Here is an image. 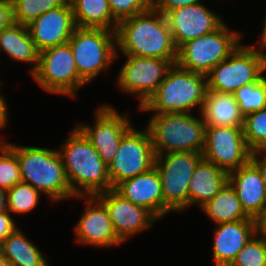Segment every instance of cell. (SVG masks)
I'll use <instances>...</instances> for the list:
<instances>
[{"label": "cell", "instance_id": "1", "mask_svg": "<svg viewBox=\"0 0 266 266\" xmlns=\"http://www.w3.org/2000/svg\"><path fill=\"white\" fill-rule=\"evenodd\" d=\"M61 147L58 152L76 198H88L112 189L108 166L76 126Z\"/></svg>", "mask_w": 266, "mask_h": 266}, {"label": "cell", "instance_id": "2", "mask_svg": "<svg viewBox=\"0 0 266 266\" xmlns=\"http://www.w3.org/2000/svg\"><path fill=\"white\" fill-rule=\"evenodd\" d=\"M116 46L123 55L177 60V48L165 15L154 8L120 21Z\"/></svg>", "mask_w": 266, "mask_h": 266}, {"label": "cell", "instance_id": "3", "mask_svg": "<svg viewBox=\"0 0 266 266\" xmlns=\"http://www.w3.org/2000/svg\"><path fill=\"white\" fill-rule=\"evenodd\" d=\"M5 143L17 156L22 182L48 196L51 202L75 198L58 150Z\"/></svg>", "mask_w": 266, "mask_h": 266}, {"label": "cell", "instance_id": "4", "mask_svg": "<svg viewBox=\"0 0 266 266\" xmlns=\"http://www.w3.org/2000/svg\"><path fill=\"white\" fill-rule=\"evenodd\" d=\"M206 91V75L173 64L156 92L139 109L153 114L191 113L198 105L201 113Z\"/></svg>", "mask_w": 266, "mask_h": 266}, {"label": "cell", "instance_id": "5", "mask_svg": "<svg viewBox=\"0 0 266 266\" xmlns=\"http://www.w3.org/2000/svg\"><path fill=\"white\" fill-rule=\"evenodd\" d=\"M191 113L153 114L146 126L155 155L174 152L203 153L205 123Z\"/></svg>", "mask_w": 266, "mask_h": 266}, {"label": "cell", "instance_id": "6", "mask_svg": "<svg viewBox=\"0 0 266 266\" xmlns=\"http://www.w3.org/2000/svg\"><path fill=\"white\" fill-rule=\"evenodd\" d=\"M68 43L78 74L86 83L108 69L118 56L116 31L76 27Z\"/></svg>", "mask_w": 266, "mask_h": 266}, {"label": "cell", "instance_id": "7", "mask_svg": "<svg viewBox=\"0 0 266 266\" xmlns=\"http://www.w3.org/2000/svg\"><path fill=\"white\" fill-rule=\"evenodd\" d=\"M241 34L231 32L226 23L215 31L189 40L177 49L176 64L186 70L207 75L238 47Z\"/></svg>", "mask_w": 266, "mask_h": 266}, {"label": "cell", "instance_id": "8", "mask_svg": "<svg viewBox=\"0 0 266 266\" xmlns=\"http://www.w3.org/2000/svg\"><path fill=\"white\" fill-rule=\"evenodd\" d=\"M239 44L224 61L207 75V90L234 94L239 88L257 82L266 71V53Z\"/></svg>", "mask_w": 266, "mask_h": 266}, {"label": "cell", "instance_id": "9", "mask_svg": "<svg viewBox=\"0 0 266 266\" xmlns=\"http://www.w3.org/2000/svg\"><path fill=\"white\" fill-rule=\"evenodd\" d=\"M202 153L174 152L156 155V167L162 185L163 216L182 212L189 206L188 187Z\"/></svg>", "mask_w": 266, "mask_h": 266}, {"label": "cell", "instance_id": "10", "mask_svg": "<svg viewBox=\"0 0 266 266\" xmlns=\"http://www.w3.org/2000/svg\"><path fill=\"white\" fill-rule=\"evenodd\" d=\"M32 77L44 90L73 98L87 84L78 74L69 43L39 52L38 66Z\"/></svg>", "mask_w": 266, "mask_h": 266}, {"label": "cell", "instance_id": "11", "mask_svg": "<svg viewBox=\"0 0 266 266\" xmlns=\"http://www.w3.org/2000/svg\"><path fill=\"white\" fill-rule=\"evenodd\" d=\"M155 152L148 130L132 127L122 138L119 149L108 165L112 189L119 183L145 173L154 167Z\"/></svg>", "mask_w": 266, "mask_h": 266}, {"label": "cell", "instance_id": "12", "mask_svg": "<svg viewBox=\"0 0 266 266\" xmlns=\"http://www.w3.org/2000/svg\"><path fill=\"white\" fill-rule=\"evenodd\" d=\"M127 61L117 76L118 88L125 93L139 98V106H143L156 92L164 80L168 70L176 64V60H163L155 57L124 55Z\"/></svg>", "mask_w": 266, "mask_h": 266}, {"label": "cell", "instance_id": "13", "mask_svg": "<svg viewBox=\"0 0 266 266\" xmlns=\"http://www.w3.org/2000/svg\"><path fill=\"white\" fill-rule=\"evenodd\" d=\"M251 156L243 127H205L203 159L230 173L245 165Z\"/></svg>", "mask_w": 266, "mask_h": 266}, {"label": "cell", "instance_id": "14", "mask_svg": "<svg viewBox=\"0 0 266 266\" xmlns=\"http://www.w3.org/2000/svg\"><path fill=\"white\" fill-rule=\"evenodd\" d=\"M95 125L77 124L108 166L114 159L123 136L132 128L127 115L118 113L110 105L100 106L95 111Z\"/></svg>", "mask_w": 266, "mask_h": 266}, {"label": "cell", "instance_id": "15", "mask_svg": "<svg viewBox=\"0 0 266 266\" xmlns=\"http://www.w3.org/2000/svg\"><path fill=\"white\" fill-rule=\"evenodd\" d=\"M165 18L177 49L189 40L215 31L224 23L218 14L206 8L202 2L175 8L167 12Z\"/></svg>", "mask_w": 266, "mask_h": 266}, {"label": "cell", "instance_id": "16", "mask_svg": "<svg viewBox=\"0 0 266 266\" xmlns=\"http://www.w3.org/2000/svg\"><path fill=\"white\" fill-rule=\"evenodd\" d=\"M104 204L117 237L125 242L159 220L152 212L123 198L114 189L96 195Z\"/></svg>", "mask_w": 266, "mask_h": 266}, {"label": "cell", "instance_id": "17", "mask_svg": "<svg viewBox=\"0 0 266 266\" xmlns=\"http://www.w3.org/2000/svg\"><path fill=\"white\" fill-rule=\"evenodd\" d=\"M27 28L39 52L68 43L76 28L69 0L36 18Z\"/></svg>", "mask_w": 266, "mask_h": 266}, {"label": "cell", "instance_id": "18", "mask_svg": "<svg viewBox=\"0 0 266 266\" xmlns=\"http://www.w3.org/2000/svg\"><path fill=\"white\" fill-rule=\"evenodd\" d=\"M85 203L88 205L74 229L76 241L109 248L123 243L114 231L104 204L96 196H89Z\"/></svg>", "mask_w": 266, "mask_h": 266}, {"label": "cell", "instance_id": "19", "mask_svg": "<svg viewBox=\"0 0 266 266\" xmlns=\"http://www.w3.org/2000/svg\"><path fill=\"white\" fill-rule=\"evenodd\" d=\"M114 190L126 200L146 208L158 219L163 217L162 185L155 166L119 183Z\"/></svg>", "mask_w": 266, "mask_h": 266}, {"label": "cell", "instance_id": "20", "mask_svg": "<svg viewBox=\"0 0 266 266\" xmlns=\"http://www.w3.org/2000/svg\"><path fill=\"white\" fill-rule=\"evenodd\" d=\"M254 235V219L217 224L213 245L215 266H230L239 251Z\"/></svg>", "mask_w": 266, "mask_h": 266}, {"label": "cell", "instance_id": "21", "mask_svg": "<svg viewBox=\"0 0 266 266\" xmlns=\"http://www.w3.org/2000/svg\"><path fill=\"white\" fill-rule=\"evenodd\" d=\"M244 211L254 218L266 204V186L257 166L249 160L245 165L228 173Z\"/></svg>", "mask_w": 266, "mask_h": 266}, {"label": "cell", "instance_id": "22", "mask_svg": "<svg viewBox=\"0 0 266 266\" xmlns=\"http://www.w3.org/2000/svg\"><path fill=\"white\" fill-rule=\"evenodd\" d=\"M206 127H243L244 116L235 95L207 90L201 110Z\"/></svg>", "mask_w": 266, "mask_h": 266}, {"label": "cell", "instance_id": "23", "mask_svg": "<svg viewBox=\"0 0 266 266\" xmlns=\"http://www.w3.org/2000/svg\"><path fill=\"white\" fill-rule=\"evenodd\" d=\"M227 182L226 171L202 158L196 165L189 182V206L198 204L201 208L211 201Z\"/></svg>", "mask_w": 266, "mask_h": 266}, {"label": "cell", "instance_id": "24", "mask_svg": "<svg viewBox=\"0 0 266 266\" xmlns=\"http://www.w3.org/2000/svg\"><path fill=\"white\" fill-rule=\"evenodd\" d=\"M0 50L15 61L32 63V74L38 66L39 51L37 50L27 26L13 23L0 31Z\"/></svg>", "mask_w": 266, "mask_h": 266}, {"label": "cell", "instance_id": "25", "mask_svg": "<svg viewBox=\"0 0 266 266\" xmlns=\"http://www.w3.org/2000/svg\"><path fill=\"white\" fill-rule=\"evenodd\" d=\"M69 2L76 27L117 30L119 22L112 16L108 0H69Z\"/></svg>", "mask_w": 266, "mask_h": 266}, {"label": "cell", "instance_id": "26", "mask_svg": "<svg viewBox=\"0 0 266 266\" xmlns=\"http://www.w3.org/2000/svg\"><path fill=\"white\" fill-rule=\"evenodd\" d=\"M201 209L216 224L234 222L251 218L243 209L235 189L229 183L224 184L215 197Z\"/></svg>", "mask_w": 266, "mask_h": 266}, {"label": "cell", "instance_id": "27", "mask_svg": "<svg viewBox=\"0 0 266 266\" xmlns=\"http://www.w3.org/2000/svg\"><path fill=\"white\" fill-rule=\"evenodd\" d=\"M3 257L12 266H49L42 252L17 228L2 242Z\"/></svg>", "mask_w": 266, "mask_h": 266}, {"label": "cell", "instance_id": "28", "mask_svg": "<svg viewBox=\"0 0 266 266\" xmlns=\"http://www.w3.org/2000/svg\"><path fill=\"white\" fill-rule=\"evenodd\" d=\"M67 0H11L14 23L29 25L49 10L62 6Z\"/></svg>", "mask_w": 266, "mask_h": 266}, {"label": "cell", "instance_id": "29", "mask_svg": "<svg viewBox=\"0 0 266 266\" xmlns=\"http://www.w3.org/2000/svg\"><path fill=\"white\" fill-rule=\"evenodd\" d=\"M243 116L266 107V77L263 75L257 82L245 85L234 93Z\"/></svg>", "mask_w": 266, "mask_h": 266}, {"label": "cell", "instance_id": "30", "mask_svg": "<svg viewBox=\"0 0 266 266\" xmlns=\"http://www.w3.org/2000/svg\"><path fill=\"white\" fill-rule=\"evenodd\" d=\"M42 193L30 184L19 182L7 190V208L10 213H28L34 209Z\"/></svg>", "mask_w": 266, "mask_h": 266}, {"label": "cell", "instance_id": "31", "mask_svg": "<svg viewBox=\"0 0 266 266\" xmlns=\"http://www.w3.org/2000/svg\"><path fill=\"white\" fill-rule=\"evenodd\" d=\"M243 133L251 152L266 149V107L245 116Z\"/></svg>", "mask_w": 266, "mask_h": 266}, {"label": "cell", "instance_id": "32", "mask_svg": "<svg viewBox=\"0 0 266 266\" xmlns=\"http://www.w3.org/2000/svg\"><path fill=\"white\" fill-rule=\"evenodd\" d=\"M20 167L15 152L0 141V188L9 190L21 182Z\"/></svg>", "mask_w": 266, "mask_h": 266}, {"label": "cell", "instance_id": "33", "mask_svg": "<svg viewBox=\"0 0 266 266\" xmlns=\"http://www.w3.org/2000/svg\"><path fill=\"white\" fill-rule=\"evenodd\" d=\"M230 266H266V239L256 234L243 246Z\"/></svg>", "mask_w": 266, "mask_h": 266}, {"label": "cell", "instance_id": "34", "mask_svg": "<svg viewBox=\"0 0 266 266\" xmlns=\"http://www.w3.org/2000/svg\"><path fill=\"white\" fill-rule=\"evenodd\" d=\"M108 3L112 16L118 22L153 8L151 0H108Z\"/></svg>", "mask_w": 266, "mask_h": 266}, {"label": "cell", "instance_id": "35", "mask_svg": "<svg viewBox=\"0 0 266 266\" xmlns=\"http://www.w3.org/2000/svg\"><path fill=\"white\" fill-rule=\"evenodd\" d=\"M200 2L201 0H154L153 8L165 15L167 12L172 11L175 8L190 6Z\"/></svg>", "mask_w": 266, "mask_h": 266}, {"label": "cell", "instance_id": "36", "mask_svg": "<svg viewBox=\"0 0 266 266\" xmlns=\"http://www.w3.org/2000/svg\"><path fill=\"white\" fill-rule=\"evenodd\" d=\"M14 23L11 0H0V31Z\"/></svg>", "mask_w": 266, "mask_h": 266}, {"label": "cell", "instance_id": "37", "mask_svg": "<svg viewBox=\"0 0 266 266\" xmlns=\"http://www.w3.org/2000/svg\"><path fill=\"white\" fill-rule=\"evenodd\" d=\"M17 228L9 212L0 213V242H3Z\"/></svg>", "mask_w": 266, "mask_h": 266}, {"label": "cell", "instance_id": "38", "mask_svg": "<svg viewBox=\"0 0 266 266\" xmlns=\"http://www.w3.org/2000/svg\"><path fill=\"white\" fill-rule=\"evenodd\" d=\"M250 160L259 169L261 176H262L263 183L266 186V149H261V150H256V151L251 152Z\"/></svg>", "mask_w": 266, "mask_h": 266}, {"label": "cell", "instance_id": "39", "mask_svg": "<svg viewBox=\"0 0 266 266\" xmlns=\"http://www.w3.org/2000/svg\"><path fill=\"white\" fill-rule=\"evenodd\" d=\"M256 236L266 239V204L261 211L254 217Z\"/></svg>", "mask_w": 266, "mask_h": 266}, {"label": "cell", "instance_id": "40", "mask_svg": "<svg viewBox=\"0 0 266 266\" xmlns=\"http://www.w3.org/2000/svg\"><path fill=\"white\" fill-rule=\"evenodd\" d=\"M2 85V81L0 82V87ZM7 103L4 97L0 93V129H4L7 126L8 119H7Z\"/></svg>", "mask_w": 266, "mask_h": 266}, {"label": "cell", "instance_id": "41", "mask_svg": "<svg viewBox=\"0 0 266 266\" xmlns=\"http://www.w3.org/2000/svg\"><path fill=\"white\" fill-rule=\"evenodd\" d=\"M2 212H8L7 191L0 188V213Z\"/></svg>", "mask_w": 266, "mask_h": 266}, {"label": "cell", "instance_id": "42", "mask_svg": "<svg viewBox=\"0 0 266 266\" xmlns=\"http://www.w3.org/2000/svg\"><path fill=\"white\" fill-rule=\"evenodd\" d=\"M264 27H263V31H262V36H260V41L258 42L260 45L259 47L263 50L266 49V16H265V19H264Z\"/></svg>", "mask_w": 266, "mask_h": 266}, {"label": "cell", "instance_id": "43", "mask_svg": "<svg viewBox=\"0 0 266 266\" xmlns=\"http://www.w3.org/2000/svg\"><path fill=\"white\" fill-rule=\"evenodd\" d=\"M0 266H12V264L5 258H0Z\"/></svg>", "mask_w": 266, "mask_h": 266}, {"label": "cell", "instance_id": "44", "mask_svg": "<svg viewBox=\"0 0 266 266\" xmlns=\"http://www.w3.org/2000/svg\"><path fill=\"white\" fill-rule=\"evenodd\" d=\"M3 257V251H2V242H0V258Z\"/></svg>", "mask_w": 266, "mask_h": 266}]
</instances>
